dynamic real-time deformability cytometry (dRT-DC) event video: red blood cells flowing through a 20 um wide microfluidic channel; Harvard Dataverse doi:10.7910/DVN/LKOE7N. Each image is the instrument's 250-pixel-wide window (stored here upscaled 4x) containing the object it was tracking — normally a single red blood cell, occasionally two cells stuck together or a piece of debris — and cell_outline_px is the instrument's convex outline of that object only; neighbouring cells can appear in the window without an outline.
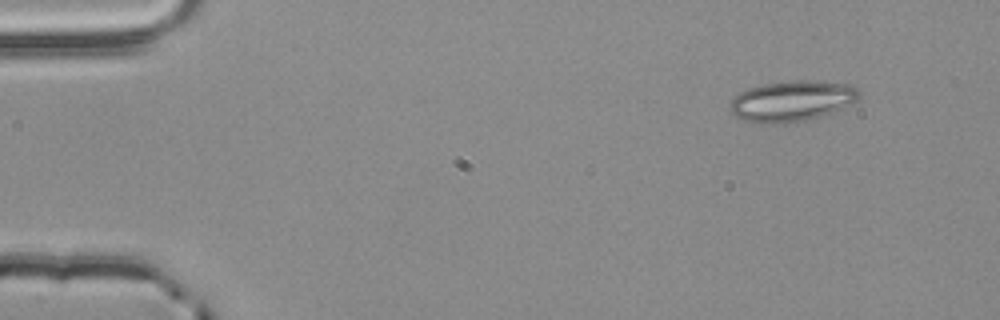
{"species": "common noctule bat (a hibernating species)", "species_latin": "Nyctalus noctula", "temperature_condition": "room temperature", "stored_images_in_passage": 3, "camera_frame_rate_fps": 3000, "um_per_image_px": 0.085, "animal": {"sex": "male", "body_mass_g": 20.4}, "frame": {"image": 1, "passage_image": 1, "time_ms": 0.0, "image_size_px": [1000, 320], "cell_outline_px": [[860, 96], [856, 100], [820, 116], [808, 120], [788, 124], [768, 124], [744, 120], [736, 116], [732, 112], [732, 100], [740, 92], [748, 88], [764, 84], [792, 80], [808, 80], [852, 84], [860, 92]], "centroid_in_image_um": [67.31, 8.58], "position_along_channel_um": 17.7, "area_um2": 30.29}}